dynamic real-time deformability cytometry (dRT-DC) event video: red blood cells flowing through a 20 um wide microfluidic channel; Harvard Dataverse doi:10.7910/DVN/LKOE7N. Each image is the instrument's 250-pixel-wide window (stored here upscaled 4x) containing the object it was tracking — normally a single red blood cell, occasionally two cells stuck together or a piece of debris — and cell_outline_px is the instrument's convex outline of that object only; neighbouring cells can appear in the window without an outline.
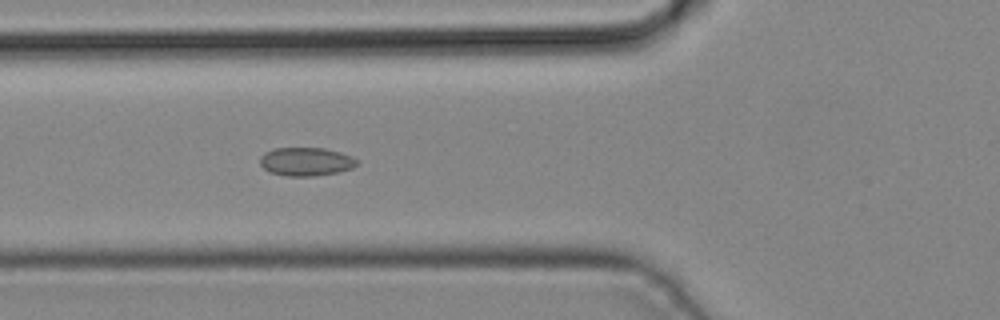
{"species": "common noctule bat (a hibernating species)", "species_latin": "Nyctalus noctula", "temperature_condition": "cold", "stored_images_in_passage": 20, "camera_frame_rate_fps": 3000, "um_per_image_px": 0.085, "animal": {"sex": "male", "body_mass_g": 19.2, "forearm_length_mm": 51.8}, "frame": {"image": 1, "passage_image": 7, "time_ms": 2.0, "image_size_px": [1000, 320], "cell_outline_px": [[356, 164], [352, 168], [340, 172], [312, 176], [288, 176], [272, 172], [264, 168], [260, 164], [260, 156], [264, 152], [272, 148], [324, 148], [340, 152], [352, 156], [356, 160]], "centroid_in_image_um": [25.99, 13.73], "position_along_channel_um": 99.8, "area_um2": 16.01}}
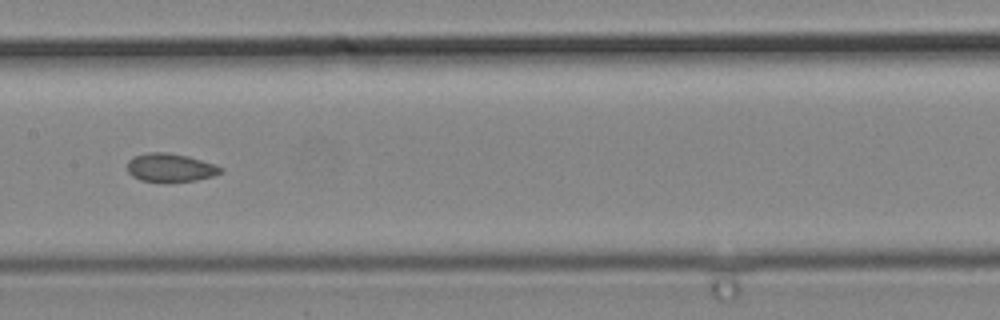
{"frame": {"image": 2, "passage_image": 13, "time_ms": 4.0, "image_size_px": [1000, 320], "cell_outline_px": [[224, 168], [220, 172], [212, 176], [196, 180], [140, 180], [132, 176], [128, 172], [128, 160], [132, 156], [152, 152], [168, 152], [188, 156], [216, 164]], "centroid_in_image_um": [14.48, 14.21], "position_along_channel_um": 192.9, "area_um2": 15.09}}
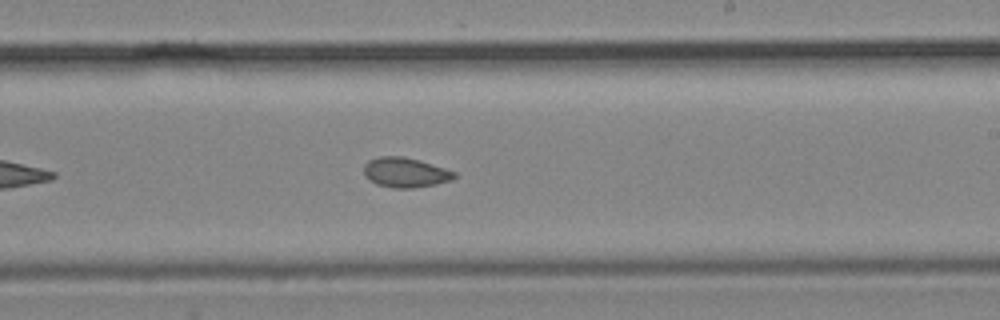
{"frame": {"image": 3, "passage_image": 17, "time_ms": 5.333, "image_size_px": [1000, 320], "cell_outline_px": [[456, 176], [452, 180], [436, 184], [412, 188], [392, 188], [376, 184], [364, 176], [364, 164], [368, 160], [380, 156], [400, 156], [420, 160], [456, 172]], "centroid_in_image_um": [34.44, 14.66], "position_along_channel_um": 254.6, "area_um2": 15.78}}